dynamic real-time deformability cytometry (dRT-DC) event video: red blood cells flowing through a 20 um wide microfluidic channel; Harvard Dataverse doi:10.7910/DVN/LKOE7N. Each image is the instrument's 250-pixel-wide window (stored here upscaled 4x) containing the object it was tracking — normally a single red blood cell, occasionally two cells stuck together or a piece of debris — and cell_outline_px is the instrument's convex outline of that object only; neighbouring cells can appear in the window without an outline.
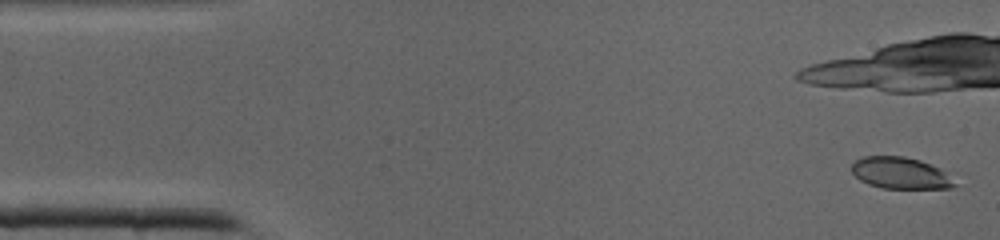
{"species": "common noctule bat (a hibernating species)", "species_latin": "Nyctalus noctula", "temperature_condition": "cold", "stored_images_in_passage": 10, "camera_frame_rate_fps": 3000, "um_per_image_px": 0.085, "animal": {"sex": "male", "body_mass_g": 19.0, "forearm_length_mm": 50.8}, "frame": {"image": 1, "passage_image": 1, "time_ms": 0.0, "image_size_px": [1000, 240], "cell_outline_px": [[956, 184], [948, 188], [880, 188], [868, 184], [860, 180], [852, 172], [852, 164], [856, 160], [864, 156], [904, 156], [920, 160], [940, 168]], "centroid_in_image_um": [76.49, 14.7], "position_along_channel_um": 8.5, "area_um2": 18.73}}